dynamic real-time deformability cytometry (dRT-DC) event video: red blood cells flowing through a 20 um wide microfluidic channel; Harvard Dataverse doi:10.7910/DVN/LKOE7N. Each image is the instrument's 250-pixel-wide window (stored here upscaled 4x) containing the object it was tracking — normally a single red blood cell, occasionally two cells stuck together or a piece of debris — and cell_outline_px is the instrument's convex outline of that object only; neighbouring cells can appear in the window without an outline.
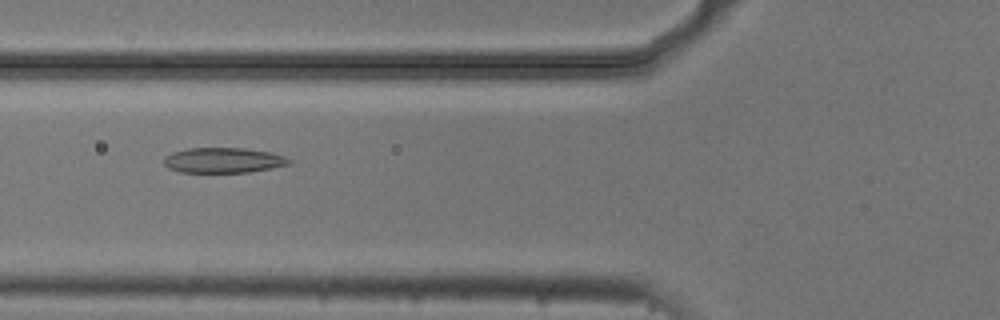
{"species": "common noctule bat (a hibernating species)", "species_latin": "Nyctalus noctula", "temperature_condition": "cold", "stored_images_in_passage": 4, "camera_frame_rate_fps": 3000, "um_per_image_px": 0.085, "animal": {"sex": "male", "body_mass_g": 20.5, "forearm_length_mm": 52.5}, "frame": {"image": 1, "passage_image": 4, "time_ms": 1.0, "image_size_px": [1000, 320], "cell_outline_px": [[292, 164], [272, 168], [248, 172], [180, 172], [168, 168], [164, 164], [164, 156], [172, 152], [188, 148], [244, 148], [268, 152], [284, 156], [292, 160]], "centroid_in_image_um": [18.98, 13.62], "position_along_channel_um": 106.8, "area_um2": 18.44}}